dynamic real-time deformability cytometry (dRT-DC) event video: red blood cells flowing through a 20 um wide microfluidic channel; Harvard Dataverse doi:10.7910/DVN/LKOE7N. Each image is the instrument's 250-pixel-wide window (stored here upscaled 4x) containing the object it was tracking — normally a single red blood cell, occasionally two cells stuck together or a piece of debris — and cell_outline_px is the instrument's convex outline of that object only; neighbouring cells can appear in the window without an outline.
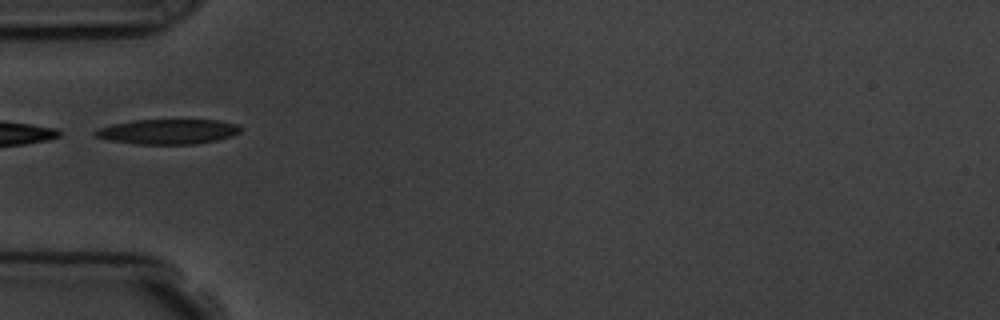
{"species": "common noctule bat (a hibernating species)", "species_latin": "Nyctalus noctula", "temperature_condition": "room temperature", "stored_images_in_passage": 2, "camera_frame_rate_fps": 3000, "um_per_image_px": 0.085, "animal": {"sex": "male", "body_mass_g": 19.5, "forearm_length_mm": 54.6}, "frame": {"image": 1, "passage_image": 2, "time_ms": 1.0, "image_size_px": [1000, 320], "cell_outline_px": [[244, 128], [240, 132], [232, 136], [216, 140], [196, 144], [136, 144], [112, 140], [96, 136], [92, 132], [96, 128], [112, 124], [132, 120], [220, 120], [236, 124]], "centroid_in_image_um": [14.29, 11.18], "position_along_channel_um": 70.7, "area_um2": 21.21}}